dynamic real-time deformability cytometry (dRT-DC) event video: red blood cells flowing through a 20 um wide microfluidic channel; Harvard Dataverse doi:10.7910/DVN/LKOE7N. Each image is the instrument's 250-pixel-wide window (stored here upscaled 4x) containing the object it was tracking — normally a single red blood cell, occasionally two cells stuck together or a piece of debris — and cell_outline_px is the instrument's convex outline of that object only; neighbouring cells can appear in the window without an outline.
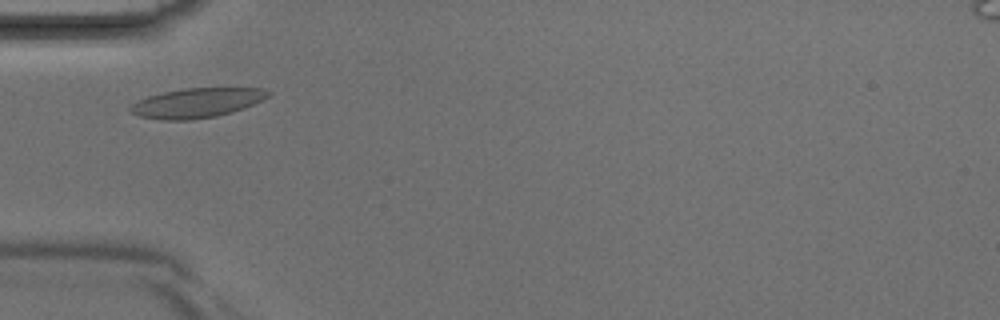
{"species": "Egyptian fruit bat (a non-hibernating species)", "species_latin": "Rousettus aegyptiacus", "temperature_condition": "room temperature", "stored_images_in_passage": 2, "camera_frame_rate_fps": 3000, "um_per_image_px": 0.085, "animal": {"sex": "male"}, "frame": {"image": 1, "passage_image": 1, "time_ms": 0.0, "image_size_px": [1000, 320], "cell_outline_px": [[272, 92], [268, 96], [244, 108], [232, 112], [216, 116], [188, 120], [160, 120], [140, 116], [132, 112], [128, 108], [136, 100], [148, 96], [164, 92], [184, 88], [260, 88]], "centroid_in_image_um": [16.69, 8.74], "position_along_channel_um": 68.3, "area_um2": 23.58}}